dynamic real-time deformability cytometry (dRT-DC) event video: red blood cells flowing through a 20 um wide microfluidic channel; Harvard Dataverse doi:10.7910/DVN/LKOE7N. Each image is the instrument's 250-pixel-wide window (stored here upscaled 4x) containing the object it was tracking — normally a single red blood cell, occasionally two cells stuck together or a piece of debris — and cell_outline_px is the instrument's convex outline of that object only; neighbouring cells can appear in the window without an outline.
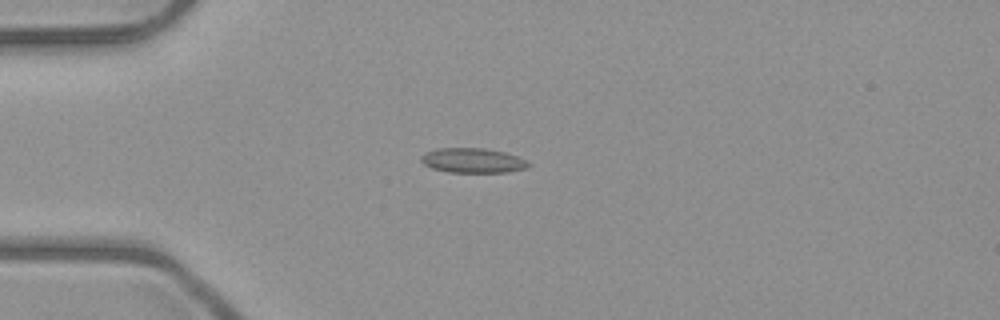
{"species": "common noctule bat (a hibernating species)", "species_latin": "Nyctalus noctula", "temperature_condition": "room temperature", "stored_images_in_passage": 8, "camera_frame_rate_fps": 3000, "um_per_image_px": 0.085, "animal": {"sex": "male", "body_mass_g": 23.1, "forearm_length_mm": 52.7}, "frame": {"image": 1, "passage_image": 4, "time_ms": 3.667, "image_size_px": [1000, 320], "cell_outline_px": [[532, 164], [528, 168], [508, 172], [448, 172], [432, 168], [424, 164], [420, 160], [420, 156], [424, 152], [436, 148], [484, 148], [504, 152], [516, 156]], "centroid_in_image_um": [40.16, 13.64], "position_along_channel_um": 44.8, "area_um2": 15.55}}
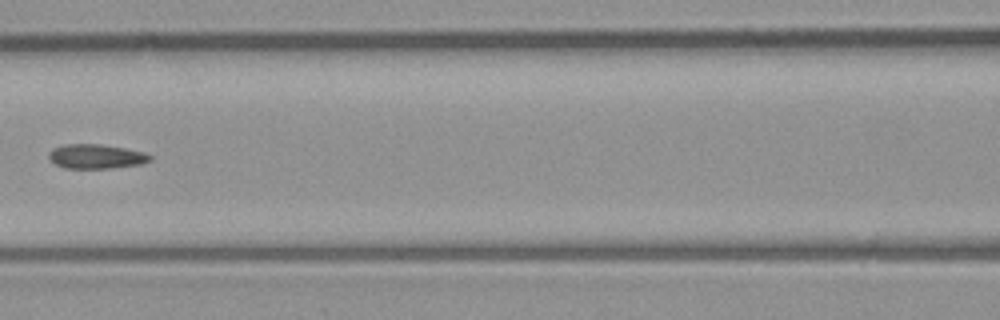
{"frame": {"image": 2, "passage_image": 7, "time_ms": 7.0, "image_size_px": [1000, 320], "cell_outline_px": [[152, 160], [140, 164], [112, 168], [64, 168], [56, 164], [48, 156], [48, 152], [52, 148], [64, 144], [100, 144], [124, 148], [144, 152], [152, 156]], "centroid_in_image_um": [8.16, 13.29], "position_along_channel_um": 158.4, "area_um2": 14.39}}
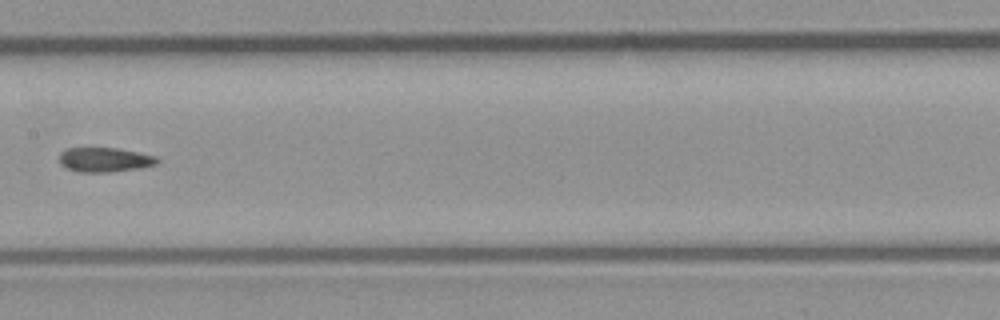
{"frame": {"image": 3, "passage_image": 8, "time_ms": 8.0, "image_size_px": [1000, 320], "cell_outline_px": [[160, 160], [156, 164], [136, 168], [108, 172], [80, 172], [68, 168], [60, 164], [60, 152], [64, 148], [116, 148], [156, 156]], "centroid_in_image_um": [8.86, 13.57], "position_along_channel_um": 198.5, "area_um2": 13.76}}